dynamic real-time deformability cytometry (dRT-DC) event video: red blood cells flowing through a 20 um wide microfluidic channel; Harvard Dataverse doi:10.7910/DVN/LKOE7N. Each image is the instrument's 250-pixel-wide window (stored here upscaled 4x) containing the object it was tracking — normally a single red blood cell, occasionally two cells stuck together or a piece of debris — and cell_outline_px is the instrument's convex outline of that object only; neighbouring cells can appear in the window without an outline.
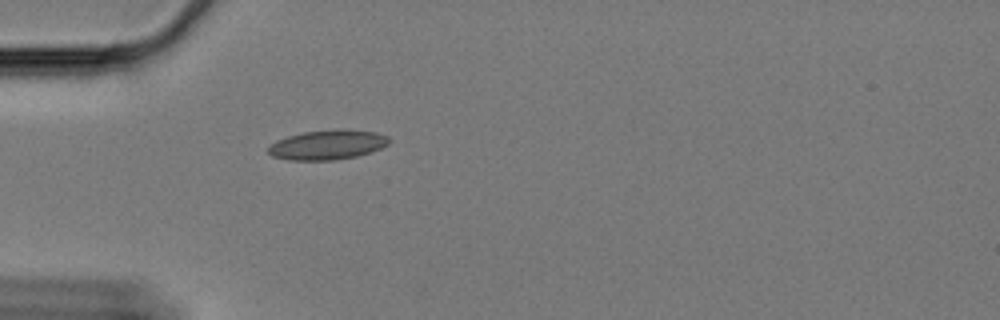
{"species": "Egyptian fruit bat (a non-hibernating species)", "species_latin": "Rousettus aegyptiacus", "temperature_condition": "cold", "stored_images_in_passage": 43, "camera_frame_rate_fps": 3000, "um_per_image_px": 0.085, "animal": {"sex": "female"}, "frame": {"image": 1, "passage_image": 1, "time_ms": 0.0, "image_size_px": [1000, 320], "cell_outline_px": [[388, 144], [380, 148], [356, 156], [332, 160], [288, 160], [272, 156], [268, 152], [268, 148], [276, 140], [288, 136], [304, 132], [336, 128], [344, 128], [376, 132], [388, 136]], "centroid_in_image_um": [27.83, 12.29], "position_along_channel_um": 57.2, "area_um2": 20.87}}
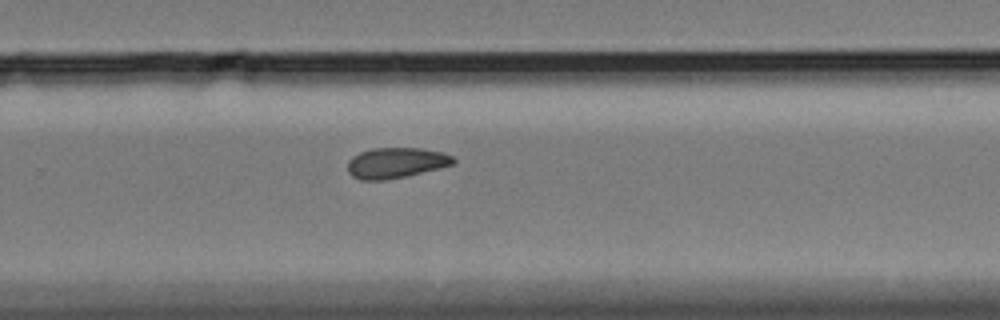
{"frame": {"image": 2, "passage_image": 23, "time_ms": 7.333, "image_size_px": [1000, 320], "cell_outline_px": [[456, 160], [452, 164], [440, 168], [388, 180], [360, 180], [352, 176], [348, 172], [348, 160], [352, 156], [360, 152], [372, 148], [420, 148], [444, 152], [452, 156]], "centroid_in_image_um": [33.64, 13.84], "position_along_channel_um": 296.2, "area_um2": 18.9}}
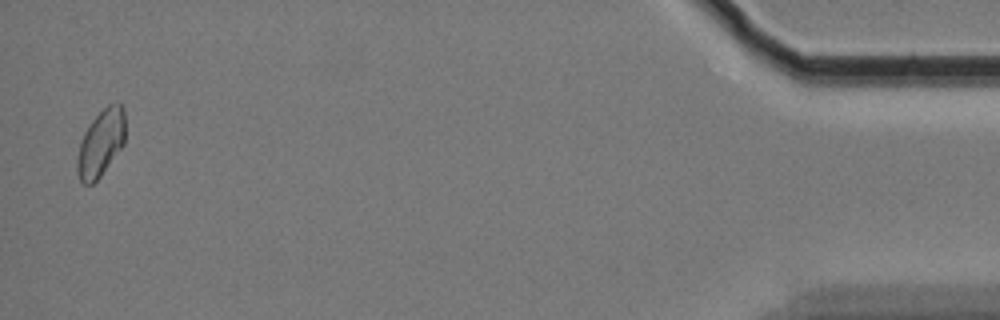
{"frame": {"image": 3, "passage_image": 42, "time_ms": 13.667, "image_size_px": [1000, 320], "cell_outline_px": [[124, 144], [100, 176], [92, 184], [84, 184], [80, 180], [76, 172], [76, 160], [80, 144], [84, 132], [92, 120], [108, 104], [116, 100], [124, 108]], "centroid_in_image_um": [8.56, 12.15], "position_along_channel_um": 426.6, "area_um2": 18.61}}